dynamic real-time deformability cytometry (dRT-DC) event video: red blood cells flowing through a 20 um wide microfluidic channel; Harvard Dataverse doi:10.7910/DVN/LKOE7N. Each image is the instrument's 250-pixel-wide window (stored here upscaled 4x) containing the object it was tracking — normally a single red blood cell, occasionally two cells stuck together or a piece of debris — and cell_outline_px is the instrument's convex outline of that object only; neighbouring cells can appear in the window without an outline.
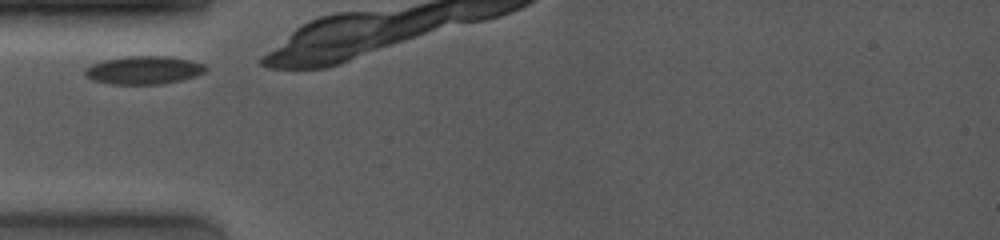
{"species": "common noctule bat (a hibernating species)", "species_latin": "Nyctalus noctula", "temperature_condition": "room temperature", "stored_images_in_passage": 5, "camera_frame_rate_fps": 4000, "um_per_image_px": 0.085, "animal": {"sex": "female", "body_mass_g": 19.0, "forearm_length_mm": 53.3}, "frame": {"image": 1, "passage_image": 1, "time_ms": 0.0, "image_size_px": [1000, 240], "cell_outline_px": [[208, 68], [204, 72], [180, 80], [160, 84], [112, 84], [92, 80], [84, 72], [84, 68], [92, 64], [104, 60], [128, 56], [168, 56], [188, 60], [204, 64]], "centroid_in_image_um": [12.19, 5.95], "position_along_channel_um": 72.8, "area_um2": 19.54}}
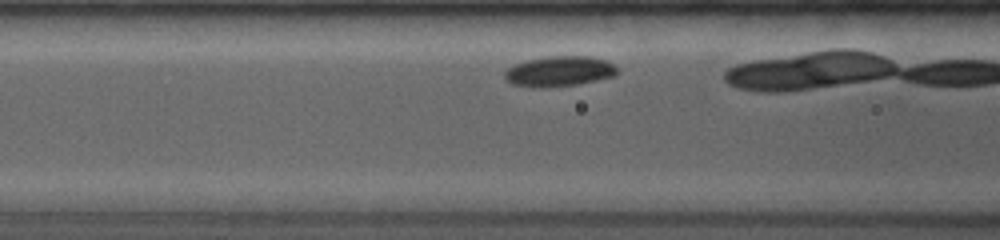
{"frame": {"image": 2, "passage_image": 4, "time_ms": 1.25, "image_size_px": [1000, 240], "cell_outline_px": [[616, 76], [576, 84], [544, 88], [536, 88], [512, 84], [504, 80], [504, 72], [508, 68], [516, 64], [528, 60], [544, 56], [592, 56], [608, 60], [616, 68]], "centroid_in_image_um": [47.52, 6.06], "position_along_channel_um": 119.1, "area_um2": 20.0}}